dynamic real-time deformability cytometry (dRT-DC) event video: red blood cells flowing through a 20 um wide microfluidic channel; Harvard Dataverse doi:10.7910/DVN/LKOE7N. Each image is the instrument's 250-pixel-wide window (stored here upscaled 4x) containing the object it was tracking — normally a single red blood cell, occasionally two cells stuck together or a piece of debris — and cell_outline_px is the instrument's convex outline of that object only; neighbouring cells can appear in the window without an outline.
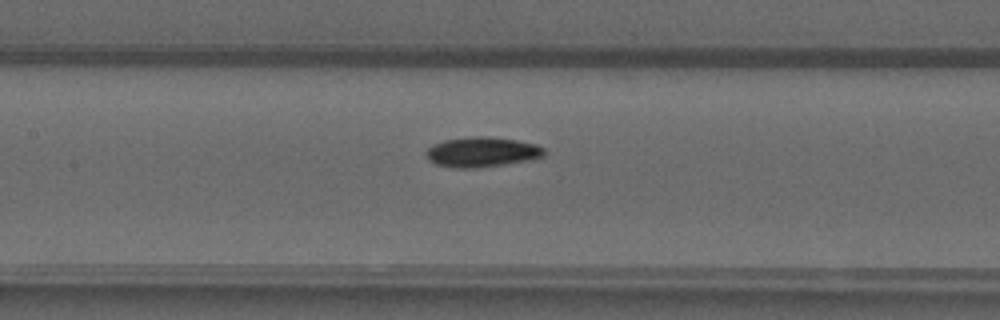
{"species": "common noctule bat (a hibernating species)", "species_latin": "Nyctalus noctula", "temperature_condition": "warm", "stored_images_in_passage": 47, "camera_frame_rate_fps": 3000, "um_per_image_px": 0.085, "animal": {"sex": "male", "forearm_length_mm": 52.5}, "frame": {"image": 1, "passage_image": 20, "time_ms": 6.333, "image_size_px": [1000, 320], "cell_outline_px": [[544, 156], [504, 164], [472, 168], [460, 168], [436, 164], [428, 160], [424, 152], [428, 148], [444, 140], [472, 136], [488, 136], [516, 140], [536, 144], [544, 148]], "centroid_in_image_um": [40.93, 12.91], "position_along_channel_um": 166.5, "area_um2": 20.35}}
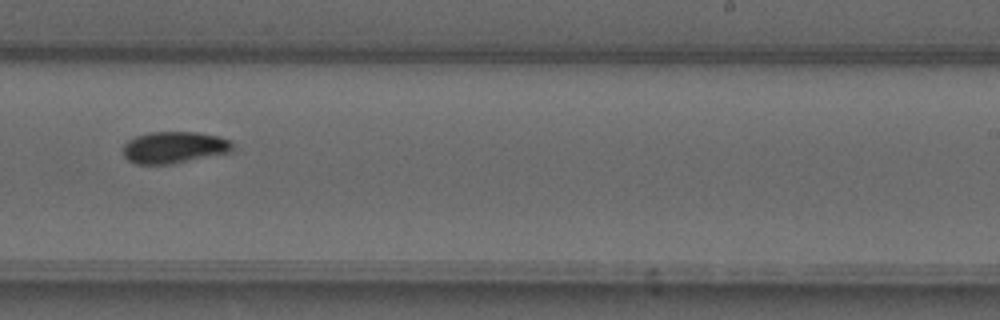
{"frame": {"image": 2, "passage_image": 28, "time_ms": 9.0, "image_size_px": [1000, 320], "cell_outline_px": [[232, 152], [172, 164], [136, 164], [128, 160], [124, 156], [124, 144], [128, 140], [136, 136], [148, 132], [196, 132], [220, 136], [232, 140]], "centroid_in_image_um": [14.82, 12.53], "position_along_channel_um": 274.2, "area_um2": 20.4}}
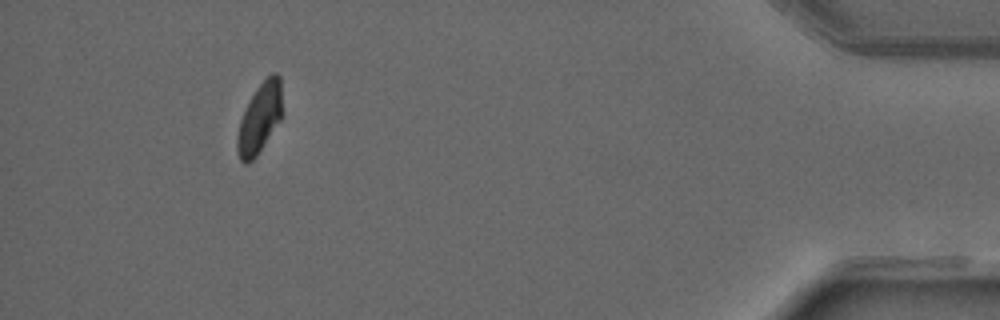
{"frame": {"image": 3, "passage_image": 43, "time_ms": 14.0, "image_size_px": [1000, 320], "cell_outline_px": [[280, 120], [256, 156], [248, 164], [244, 164], [240, 160], [236, 148], [236, 136], [240, 120], [256, 88], [272, 72], [276, 72], [280, 76]], "centroid_in_image_um": [22.03, 10.08], "position_along_channel_um": 413.2, "area_um2": 17.86}, "authors_computed_cell_mechanics": {"area_um2": 19.363, "velocity_mm_per_s": 4.0682, "shape_relaxation_time_tau1_ms": 5.1826, "shape_relaxation_time_tau2_ms": null, "deformation_change_tau1": 0.1645, "deformation_change_tau2": null}}